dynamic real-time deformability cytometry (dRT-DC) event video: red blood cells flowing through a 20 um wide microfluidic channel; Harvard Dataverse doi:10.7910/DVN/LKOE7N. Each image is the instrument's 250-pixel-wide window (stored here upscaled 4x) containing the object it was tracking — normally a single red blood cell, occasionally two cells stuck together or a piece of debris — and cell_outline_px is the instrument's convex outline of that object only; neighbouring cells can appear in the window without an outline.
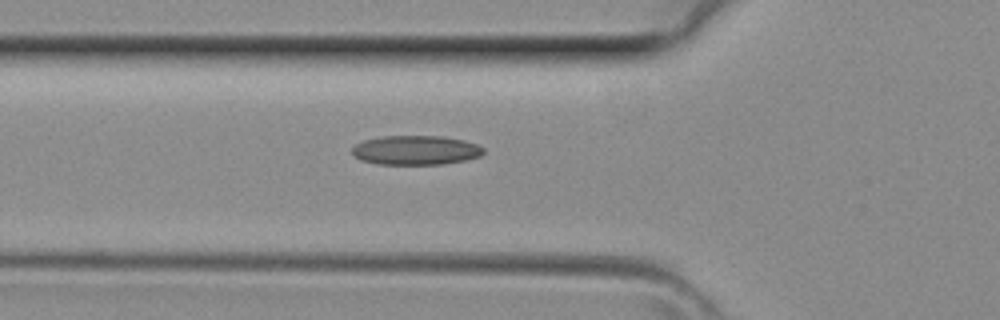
{"species": "common noctule bat (a hibernating species)", "species_latin": "Nyctalus noctula", "temperature_condition": "room temperature", "stored_images_in_passage": 3, "camera_frame_rate_fps": 3000, "um_per_image_px": 0.085, "animal": {"sex": "female", "body_mass_g": 29.2, "forearm_length_mm": 56.3}, "frame": {"image": 1, "passage_image": 3, "time_ms": 0.667, "image_size_px": [1000, 320], "cell_outline_px": [[484, 152], [480, 156], [468, 160], [440, 164], [380, 164], [360, 160], [352, 152], [352, 148], [356, 144], [364, 140], [380, 136], [444, 136], [464, 140], [476, 144], [484, 148]], "centroid_in_image_um": [35.36, 12.76], "position_along_channel_um": 90.4, "area_um2": 22.48}}